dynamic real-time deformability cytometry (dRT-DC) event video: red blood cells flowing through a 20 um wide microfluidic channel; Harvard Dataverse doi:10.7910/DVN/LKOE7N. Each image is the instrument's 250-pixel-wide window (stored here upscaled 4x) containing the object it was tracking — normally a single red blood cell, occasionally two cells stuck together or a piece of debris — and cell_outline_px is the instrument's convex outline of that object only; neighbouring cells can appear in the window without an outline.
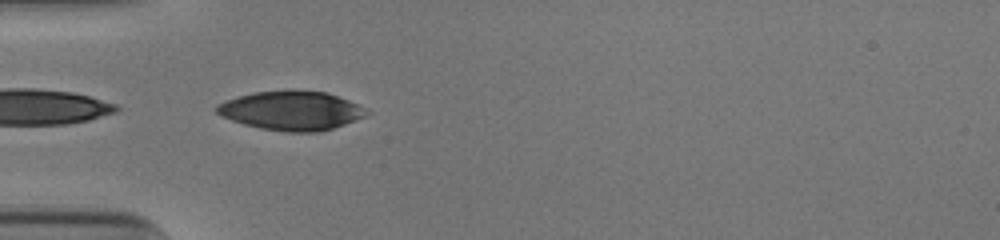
{"species": "human", "species_latin": "Homo sapiens", "temperature_condition": "cold", "stored_images_in_passage": 11, "camera_frame_rate_fps": 3000, "um_per_image_px": 0.085, "donor": {"sex": "male"}, "frame": {"image": 1, "passage_image": 1, "time_ms": 0.0, "image_size_px": [1000, 240], "cell_outline_px": [[372, 112], [356, 120], [320, 132], [288, 132], [260, 128], [244, 124], [232, 120], [216, 112], [212, 108], [216, 104], [224, 100], [236, 96], [256, 92], [328, 92], [348, 100]], "centroid_in_image_um": [24.74, 9.42], "position_along_channel_um": 60.3, "area_um2": 33.58}}
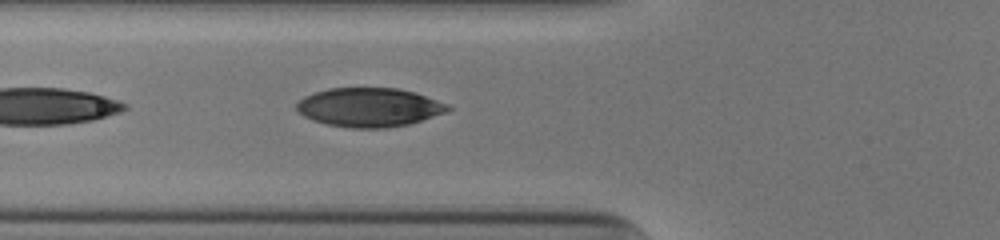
{"frame": {"image": 2, "passage_image": 4, "time_ms": 1.0, "image_size_px": [1000, 240], "cell_outline_px": [[452, 108], [448, 112], [408, 124], [384, 128], [352, 128], [328, 124], [312, 120], [304, 116], [296, 108], [296, 104], [304, 96], [312, 92], [328, 88], [400, 88], [416, 92], [448, 104]], "centroid_in_image_um": [31.4, 9.11], "position_along_channel_um": 94.4, "area_um2": 34.45}}
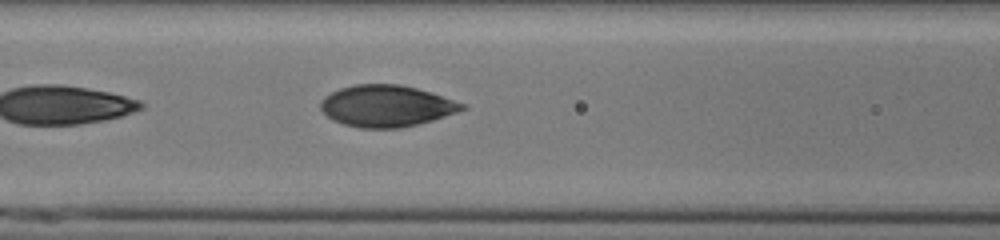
{"frame": {"image": 3, "passage_image": 7, "time_ms": 2.0, "image_size_px": [1000, 240], "cell_outline_px": [[468, 108], [432, 120], [400, 128], [360, 128], [344, 124], [332, 120], [320, 108], [320, 100], [324, 96], [340, 88], [356, 84], [400, 84], [432, 92], [468, 104]], "centroid_in_image_um": [32.86, 9.0], "position_along_channel_um": 133.7, "area_um2": 34.39}}